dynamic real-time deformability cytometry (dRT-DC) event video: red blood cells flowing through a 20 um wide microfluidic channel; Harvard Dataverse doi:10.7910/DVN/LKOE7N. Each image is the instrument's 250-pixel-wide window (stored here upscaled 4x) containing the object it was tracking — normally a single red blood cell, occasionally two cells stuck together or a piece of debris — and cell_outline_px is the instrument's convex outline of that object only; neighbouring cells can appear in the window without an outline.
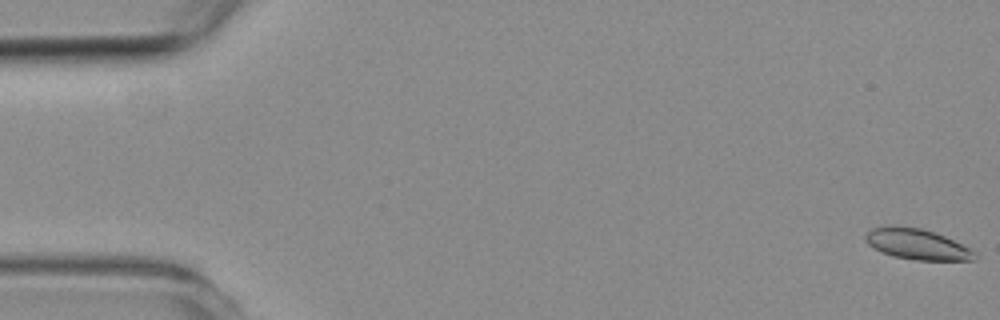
{"species": "common noctule bat (a hibernating species)", "species_latin": "Nyctalus noctula", "temperature_condition": "room temperature", "stored_images_in_passage": 6, "camera_frame_rate_fps": 3000, "um_per_image_px": 0.085, "animal": {"sex": "female", "body_mass_g": 19.3, "forearm_length_mm": 54.1}, "frame": {"image": 1, "passage_image": 1, "time_ms": 0.0, "image_size_px": [1000, 320], "cell_outline_px": [[976, 260], [916, 260], [892, 256], [868, 244], [864, 240], [864, 236], [872, 228], [888, 224], [892, 224], [920, 228], [936, 232], [976, 252]], "centroid_in_image_um": [77.91, 20.73], "position_along_channel_um": 7.1, "area_um2": 19.54}}